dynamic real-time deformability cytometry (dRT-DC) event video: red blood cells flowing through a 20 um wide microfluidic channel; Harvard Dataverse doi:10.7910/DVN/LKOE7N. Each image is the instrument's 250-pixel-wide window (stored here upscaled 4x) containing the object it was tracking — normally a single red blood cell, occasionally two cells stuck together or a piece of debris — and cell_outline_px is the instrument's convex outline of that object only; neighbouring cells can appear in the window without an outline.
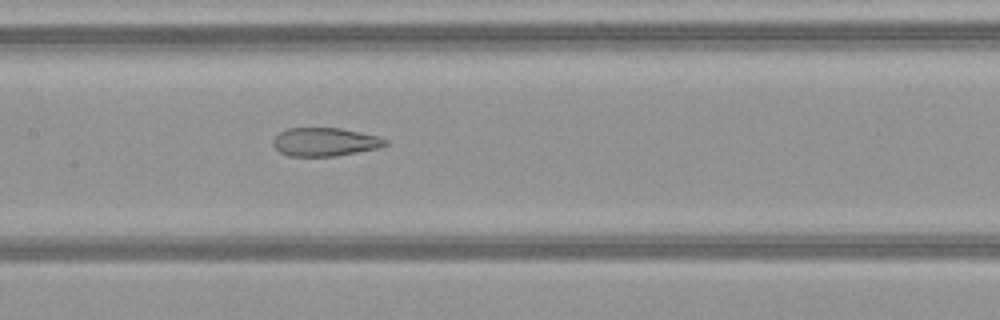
{"species": "common noctule bat (a hibernating species)", "species_latin": "Nyctalus noctula", "temperature_condition": "warm", "stored_images_in_passage": 51, "camera_frame_rate_fps": 3000, "um_per_image_px": 0.085, "animal": {"sex": "female", "body_mass_g": 21.9}, "frame": {"image": 1, "passage_image": 26, "time_ms": 8.333, "image_size_px": [1000, 320], "cell_outline_px": [[388, 144], [380, 148], [336, 156], [288, 156], [280, 152], [272, 144], [272, 140], [280, 132], [288, 128], [340, 128], [380, 136], [388, 140]], "centroid_in_image_um": [27.65, 12.06], "position_along_channel_um": 179.8, "area_um2": 18.73}}
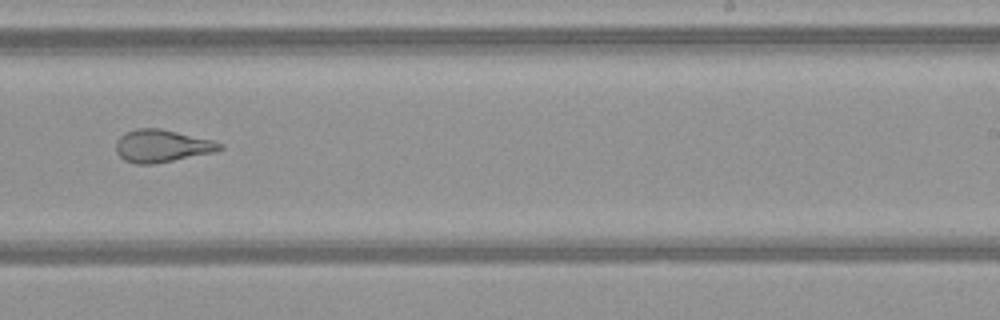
{"frame": {"image": 2, "passage_image": 33, "time_ms": 10.667, "image_size_px": [1000, 320], "cell_outline_px": [[224, 148], [216, 152], [152, 164], [136, 164], [124, 160], [116, 152], [116, 144], [120, 136], [136, 128], [160, 128], [212, 140], [224, 144]], "centroid_in_image_um": [13.78, 12.41], "position_along_channel_um": 275.2, "area_um2": 19.59}}
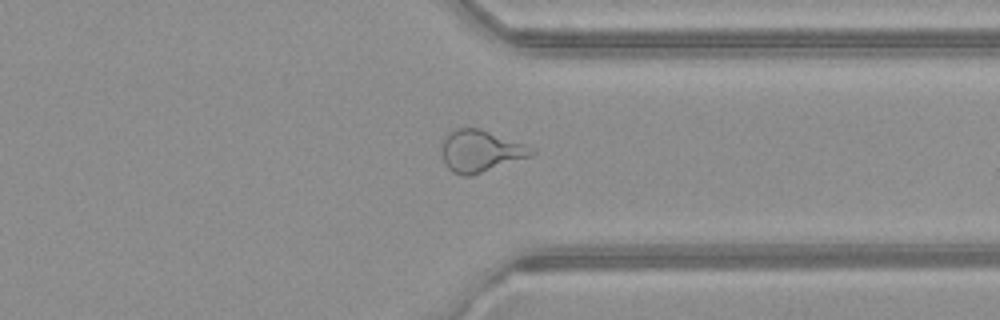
{"frame": {"image": 3, "passage_image": 40, "time_ms": 13.0, "image_size_px": [1000, 320], "cell_outline_px": [[536, 152], [532, 156], [472, 176], [464, 176], [452, 172], [448, 168], [444, 160], [440, 148], [440, 144], [444, 136], [452, 128], [480, 128], [536, 148]], "centroid_in_image_um": [40.83, 12.83], "position_along_channel_um": 370.6, "area_um2": 22.37}, "authors_computed_cell_mechanics": {"area_um2": 25.0852, "velocity_mm_per_s": 4.1093, "shape_relaxation_time_tau1_ms": null, "shape_relaxation_time_tau2_ms": 1.7503, "deformation_change_tau1": null, "deformation_change_tau2": 0.1075}}